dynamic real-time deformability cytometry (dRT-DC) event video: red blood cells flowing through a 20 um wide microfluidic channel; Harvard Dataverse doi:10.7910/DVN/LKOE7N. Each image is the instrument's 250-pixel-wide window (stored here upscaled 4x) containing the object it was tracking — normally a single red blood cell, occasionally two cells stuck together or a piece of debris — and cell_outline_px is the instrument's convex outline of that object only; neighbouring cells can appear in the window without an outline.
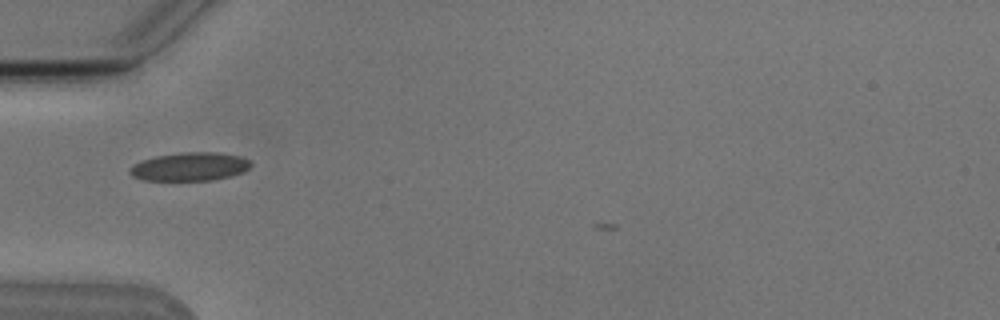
{"species": "Egyptian fruit bat (a non-hibernating species)", "species_latin": "Rousettus aegyptiacus", "temperature_condition": "cold", "stored_images_in_passage": 2, "camera_frame_rate_fps": 3000, "um_per_image_px": 0.085, "animal": {"sex": "male"}, "frame": {"image": 1, "passage_image": 1, "time_ms": 0.0, "image_size_px": [1000, 320], "cell_outline_px": [[252, 164], [244, 172], [212, 180], [144, 180], [132, 176], [128, 172], [128, 168], [132, 164], [140, 160], [156, 156], [180, 152], [220, 152], [240, 156], [248, 160]], "centroid_in_image_um": [16.09, 14.15], "position_along_channel_um": 68.9, "area_um2": 20.17}}